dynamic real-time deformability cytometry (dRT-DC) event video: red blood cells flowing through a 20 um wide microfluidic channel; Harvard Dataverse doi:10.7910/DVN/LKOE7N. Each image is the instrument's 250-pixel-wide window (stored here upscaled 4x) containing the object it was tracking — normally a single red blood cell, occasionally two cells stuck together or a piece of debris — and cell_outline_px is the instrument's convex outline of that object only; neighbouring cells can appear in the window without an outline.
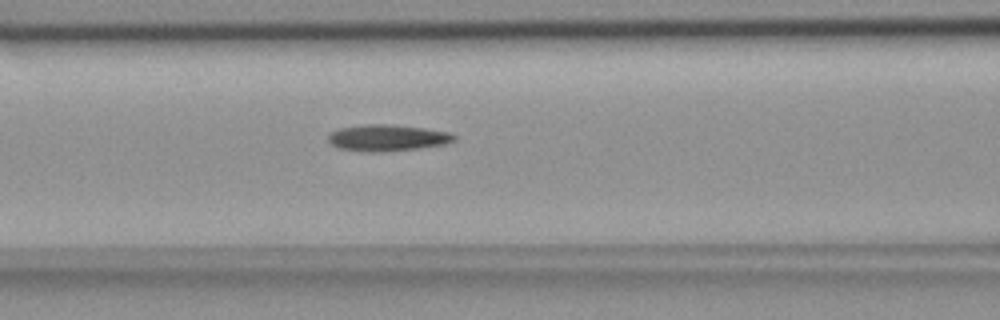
{"species": "common noctule bat (a hibernating species)", "species_latin": "Nyctalus noctula", "temperature_condition": "room temperature", "stored_images_in_passage": 54, "camera_frame_rate_fps": 3000, "um_per_image_px": 0.085, "animal": {"sex": "female", "body_mass_g": 18.4}, "frame": {"image": 1, "passage_image": 22, "time_ms": 7.0, "image_size_px": [1000, 320], "cell_outline_px": [[456, 140], [444, 144], [416, 148], [384, 152], [368, 152], [340, 148], [332, 144], [328, 140], [328, 132], [340, 128], [364, 124], [388, 124], [424, 128], [452, 132], [456, 136]], "centroid_in_image_um": [32.92, 11.7], "position_along_channel_um": 133.7, "area_um2": 19.42}}
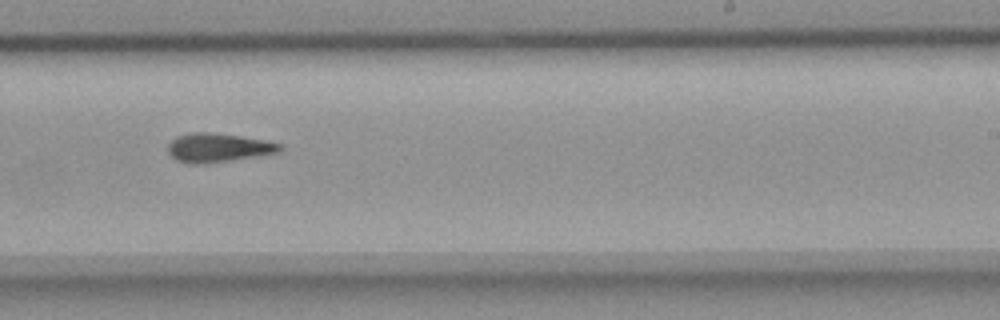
{"frame": {"image": 2, "passage_image": 33, "time_ms": 10.667, "image_size_px": [1000, 320], "cell_outline_px": [[284, 148], [280, 152], [228, 160], [196, 164], [192, 164], [176, 160], [168, 152], [168, 144], [176, 136], [192, 132], [212, 132], [268, 140], [280, 144]], "centroid_in_image_um": [18.54, 12.53], "position_along_channel_um": 270.5, "area_um2": 18.67}}
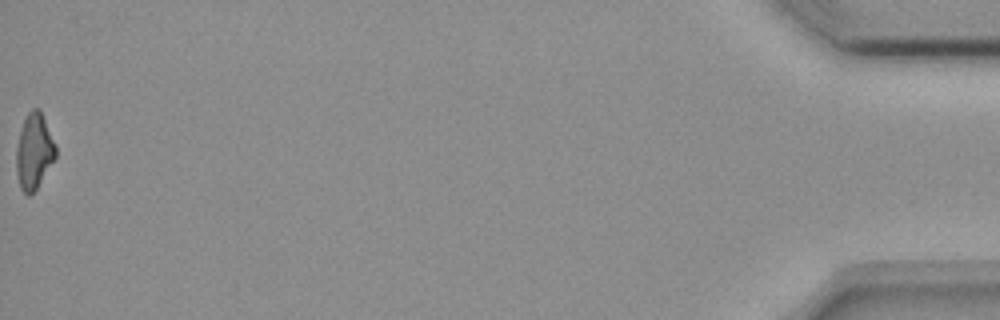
{"frame": {"image": 3, "passage_image": 54, "time_ms": 17.667, "image_size_px": [1000, 320], "cell_outline_px": [[56, 156], [36, 188], [28, 196], [20, 188], [16, 172], [16, 148], [20, 132], [24, 120], [28, 112], [32, 108], [40, 108], [56, 144]], "centroid_in_image_um": [2.89, 12.83], "position_along_channel_um": 432.3, "area_um2": 17.22}}